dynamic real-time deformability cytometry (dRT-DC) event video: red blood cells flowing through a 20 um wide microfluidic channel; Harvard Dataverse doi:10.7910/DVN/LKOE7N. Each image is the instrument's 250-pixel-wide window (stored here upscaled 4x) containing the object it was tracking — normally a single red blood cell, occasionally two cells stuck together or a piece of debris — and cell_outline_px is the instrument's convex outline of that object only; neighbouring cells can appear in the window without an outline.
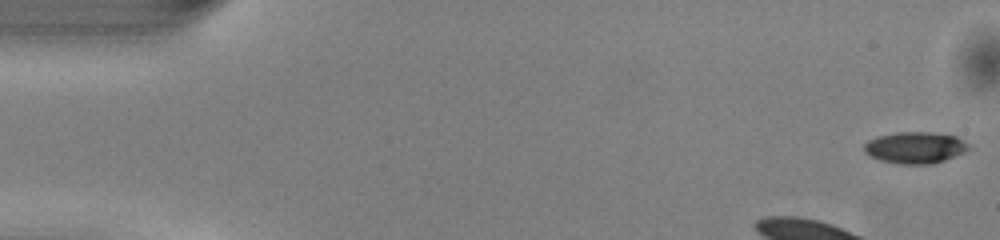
{"species": "common noctule bat (a hibernating species)", "species_latin": "Nyctalus noctula", "temperature_condition": "warm", "stored_images_in_passage": 48, "camera_frame_rate_fps": 3000, "um_per_image_px": 0.085, "animal": {"sex": "male", "body_mass_g": 13.0, "forearm_length_mm": 53.1}, "frame": {"image": 1, "passage_image": 1, "time_ms": 0.0, "image_size_px": [1000, 240], "cell_outline_px": [[972, 148], [964, 152], [944, 160], [932, 164], [900, 164], [880, 160], [864, 152], [864, 144], [868, 140], [880, 136], [896, 132], [932, 132], [956, 136], [968, 144]], "centroid_in_image_um": [77.8, 12.54], "position_along_channel_um": 7.2, "area_um2": 19.13}}
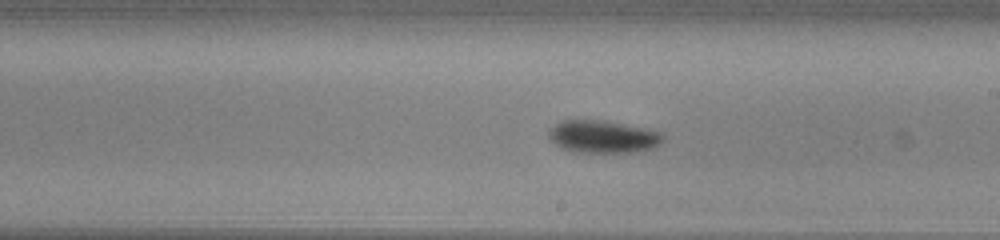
{"frame": {"image": 2, "passage_image": 25, "time_ms": 8.0, "image_size_px": [1000, 240], "cell_outline_px": [[664, 140], [660, 144], [652, 148], [636, 152], [572, 152], [556, 144], [548, 136], [548, 132], [556, 124], [564, 120], [604, 120], [660, 132], [664, 136]], "centroid_in_image_um": [51.26, 11.62], "position_along_channel_um": 237.7, "area_um2": 21.39}}
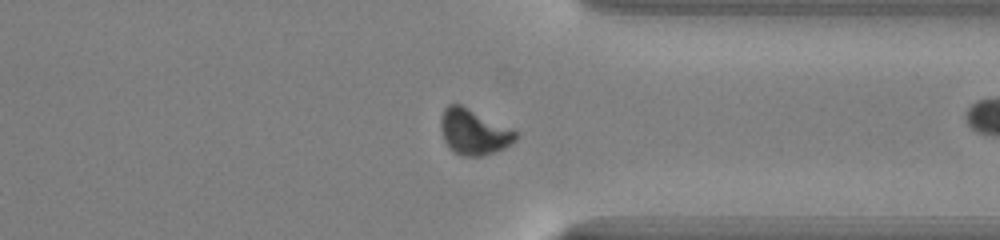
{"frame": {"image": 3, "passage_image": 35, "time_ms": 11.333, "image_size_px": [1000, 240], "cell_outline_px": [[520, 136], [512, 144], [496, 152], [480, 156], [460, 156], [452, 152], [448, 148], [444, 140], [440, 128], [440, 120], [444, 108], [448, 104], [460, 104], [512, 128], [520, 132]], "centroid_in_image_um": [40.29, 11.23], "position_along_channel_um": 371.1, "area_um2": 20.35}, "authors_computed_cell_mechanics": {"area_um2": 19.941, "velocity_mm_per_s": 4.0682, "shape_relaxation_time_tau1_ms": 1.606, "shape_relaxation_time_tau2_ms": null, "deformation_change_tau1": 0.1295, "deformation_change_tau2": null}}